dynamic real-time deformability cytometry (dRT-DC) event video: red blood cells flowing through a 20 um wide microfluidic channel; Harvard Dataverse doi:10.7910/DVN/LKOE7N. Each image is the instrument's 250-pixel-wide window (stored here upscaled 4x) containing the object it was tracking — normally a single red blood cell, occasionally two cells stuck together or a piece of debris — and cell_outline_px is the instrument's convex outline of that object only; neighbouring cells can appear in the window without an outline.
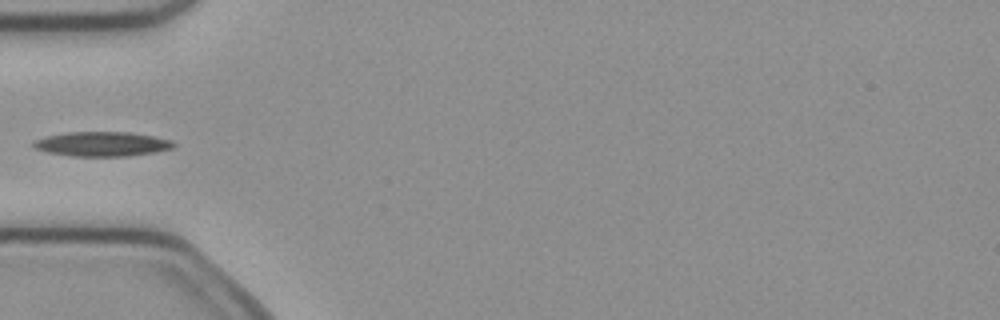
{"species": "common noctule bat (a hibernating species)", "species_latin": "Nyctalus noctula", "temperature_condition": "cold", "stored_images_in_passage": 4, "camera_frame_rate_fps": 3000, "um_per_image_px": 0.085, "animal": {"sex": "female", "body_mass_g": 21.9}, "frame": {"image": 1, "passage_image": 4, "time_ms": 1.0, "image_size_px": [1000, 320], "cell_outline_px": [[176, 144], [172, 148], [156, 152], [128, 156], [72, 156], [48, 152], [36, 148], [32, 144], [32, 140], [48, 136], [68, 132], [128, 132], [152, 136], [172, 140]], "centroid_in_image_um": [8.68, 12.24], "position_along_channel_um": 76.3, "area_um2": 19.94}}